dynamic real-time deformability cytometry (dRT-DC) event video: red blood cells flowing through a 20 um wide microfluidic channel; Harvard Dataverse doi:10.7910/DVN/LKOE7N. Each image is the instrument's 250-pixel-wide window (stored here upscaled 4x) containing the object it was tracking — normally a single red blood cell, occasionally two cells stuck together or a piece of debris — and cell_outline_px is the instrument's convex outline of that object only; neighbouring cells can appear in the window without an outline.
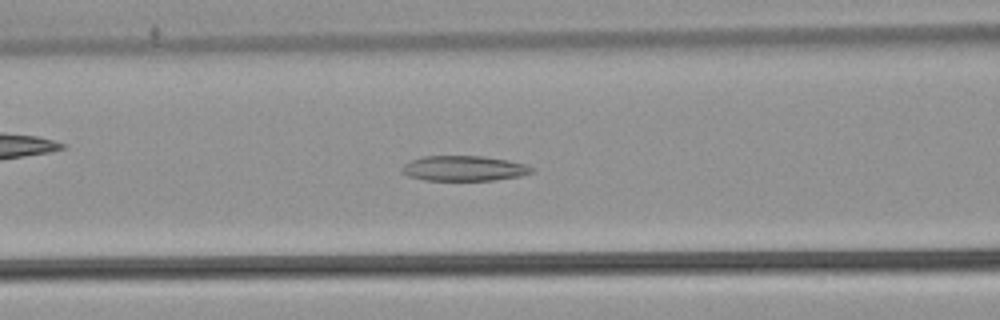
{"species": "common noctule bat (a hibernating species)", "species_latin": "Nyctalus noctula", "temperature_condition": "warm", "stored_images_in_passage": 53, "camera_frame_rate_fps": 3000, "um_per_image_px": 0.085, "animal": {"sex": "male", "body_mass_g": 21.5, "forearm_length_mm": 52.0}, "frame": {"image": 1, "passage_image": 22, "time_ms": 7.0, "image_size_px": [1000, 320], "cell_outline_px": [[532, 172], [520, 176], [492, 180], [424, 180], [408, 176], [400, 172], [400, 168], [404, 164], [412, 160], [424, 156], [484, 156], [508, 160], [528, 164], [532, 168]], "centroid_in_image_um": [39.41, 14.31], "position_along_channel_um": 127.2, "area_um2": 19.07}}
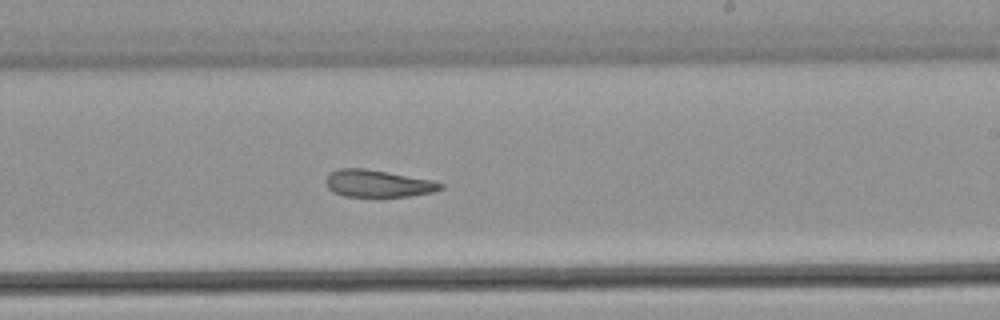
{"frame": {"image": 2, "passage_image": 32, "time_ms": 10.333, "image_size_px": [1000, 320], "cell_outline_px": [[444, 188], [432, 192], [408, 196], [380, 200], [344, 196], [332, 192], [324, 184], [324, 180], [332, 172], [340, 168], [364, 168], [388, 172], [432, 180], [444, 184]], "centroid_in_image_um": [32.09, 15.65], "position_along_channel_um": 256.9, "area_um2": 19.02}}
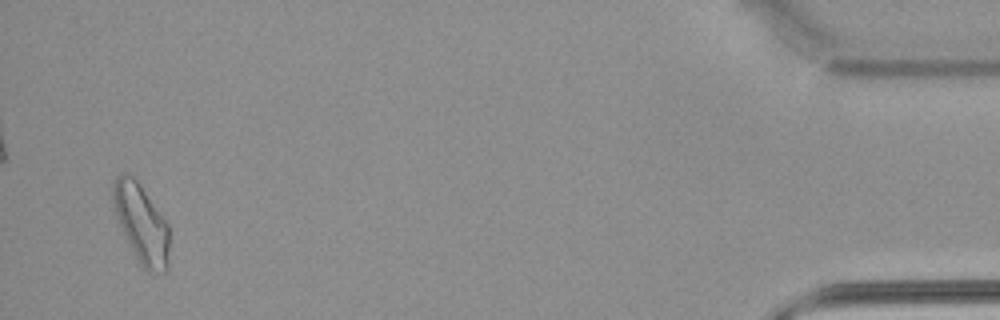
{"frame": {"image": 3, "passage_image": 51, "time_ms": 16.667, "image_size_px": [1000, 320], "cell_outline_px": [[168, 268], [164, 272], [148, 272], [140, 264], [124, 236], [112, 200], [112, 184], [116, 176], [124, 172], [128, 172], [140, 184], [168, 224]], "centroid_in_image_um": [12.0, 18.98], "position_along_channel_um": 423.2, "area_um2": 25.61}, "authors_computed_cell_mechanics": {"area_um2": 21.5594, "velocity_mm_per_s": 3.8955, "shape_relaxation_time_tau1_ms": null, "shape_relaxation_time_tau2_ms": 6.3429, "deformation_change_tau1": null, "deformation_change_tau2": 0.1671}}